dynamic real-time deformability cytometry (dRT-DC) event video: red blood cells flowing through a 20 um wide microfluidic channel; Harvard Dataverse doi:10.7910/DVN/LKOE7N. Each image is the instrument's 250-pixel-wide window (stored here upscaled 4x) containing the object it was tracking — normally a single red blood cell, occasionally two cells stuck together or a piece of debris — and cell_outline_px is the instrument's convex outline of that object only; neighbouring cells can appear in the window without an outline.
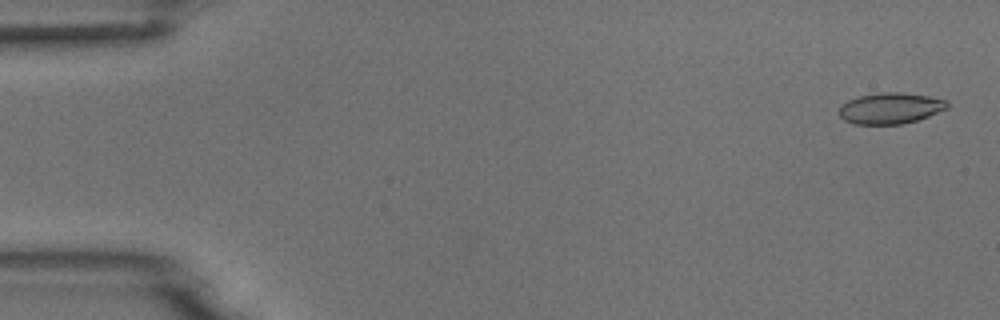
{"species": "common noctule bat (a hibernating species)", "species_latin": "Nyctalus noctula", "temperature_condition": "room temperature", "stored_images_in_passage": 53, "camera_frame_rate_fps": 3000, "um_per_image_px": 0.085, "animal": {"sex": "male", "body_mass_g": 18.8}, "frame": {"image": 1, "passage_image": 2, "time_ms": 0.333, "image_size_px": [1000, 320], "cell_outline_px": [[948, 108], [928, 116], [916, 120], [900, 124], [852, 124], [844, 120], [840, 116], [840, 104], [848, 100], [860, 96], [884, 92], [900, 92], [928, 96], [948, 100]], "centroid_in_image_um": [75.67, 9.2], "position_along_channel_um": 9.3, "area_um2": 19.48}}
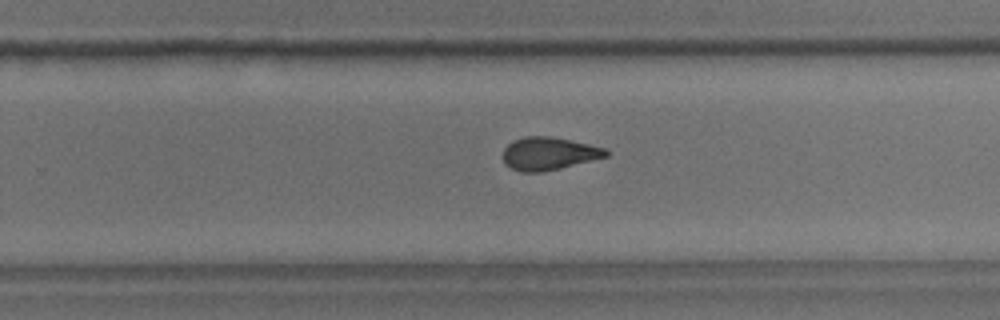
{"frame": {"image": 2, "passage_image": 34, "time_ms": 11.0, "image_size_px": [1000, 320], "cell_outline_px": [[608, 156], [560, 168], [540, 172], [520, 172], [504, 164], [504, 148], [512, 140], [524, 136], [552, 136], [588, 144], [604, 148], [608, 152]], "centroid_in_image_um": [46.61, 13.05], "position_along_channel_um": 283.2, "area_um2": 19.59}}
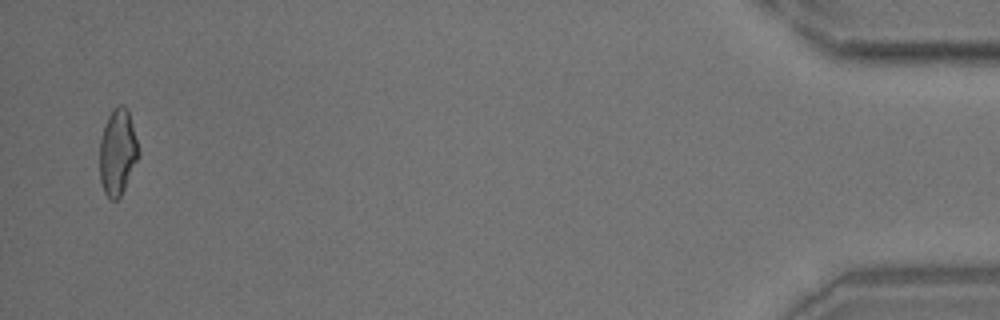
{"frame": {"image": 3, "passage_image": 52, "time_ms": 17.0, "image_size_px": [1000, 320], "cell_outline_px": [[140, 156], [120, 196], [116, 200], [108, 200], [104, 192], [100, 180], [100, 140], [108, 116], [112, 108], [116, 104], [124, 104], [128, 108], [140, 152]], "centroid_in_image_um": [10.01, 12.9], "position_along_channel_um": 425.2, "area_um2": 19.71}}